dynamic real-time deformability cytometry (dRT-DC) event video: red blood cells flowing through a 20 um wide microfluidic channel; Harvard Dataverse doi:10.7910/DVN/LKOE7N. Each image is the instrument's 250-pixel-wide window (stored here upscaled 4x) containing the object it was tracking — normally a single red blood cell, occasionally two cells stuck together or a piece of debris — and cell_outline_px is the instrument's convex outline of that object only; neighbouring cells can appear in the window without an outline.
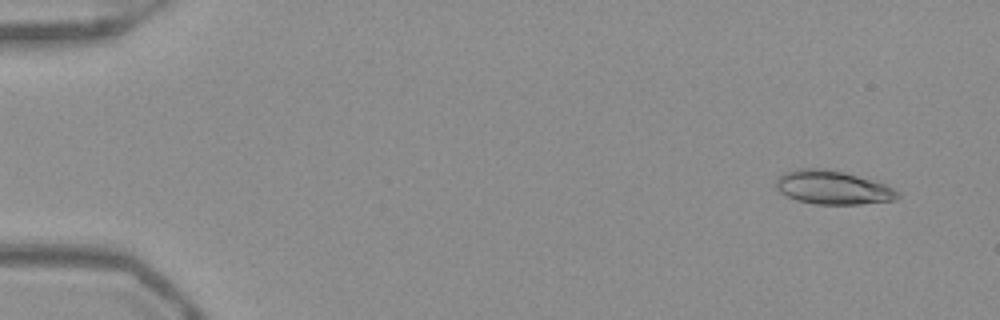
{"species": "Egyptian fruit bat (a non-hibernating species)", "species_latin": "Rousettus aegyptiacus", "temperature_condition": "warm", "stored_images_in_passage": 50, "camera_frame_rate_fps": 3000, "um_per_image_px": 0.085, "frame": {"image": 1, "passage_image": 1, "time_ms": 0.0, "image_size_px": [1000, 320], "cell_outline_px": [[900, 196], [896, 200], [860, 204], [816, 204], [796, 200], [780, 192], [776, 188], [776, 180], [784, 172], [800, 168], [824, 168], [844, 172], [872, 180], [884, 184], [900, 192]], "centroid_in_image_um": [70.78, 15.94], "position_along_channel_um": 14.2, "area_um2": 23.81}}
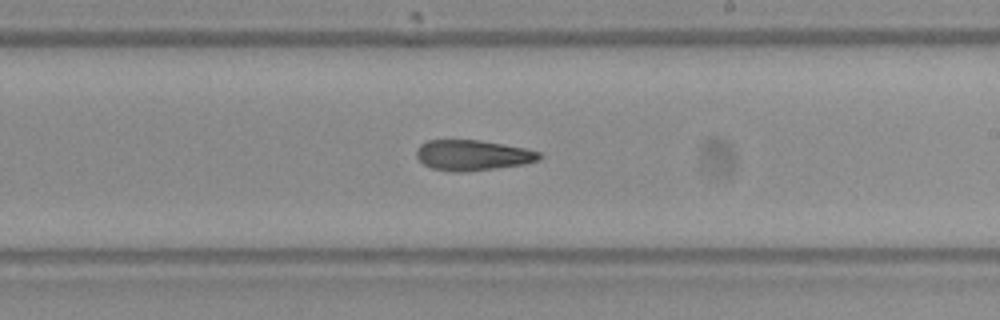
{"frame": {"image": 2, "passage_image": 29, "time_ms": 9.333, "image_size_px": [1000, 320], "cell_outline_px": [[544, 156], [540, 160], [524, 164], [496, 168], [464, 172], [452, 172], [432, 168], [424, 164], [416, 156], [416, 148], [420, 144], [428, 140], [480, 140], [504, 144], [524, 148], [540, 152]], "centroid_in_image_um": [40.18, 13.19], "position_along_channel_um": 248.8, "area_um2": 21.96}}
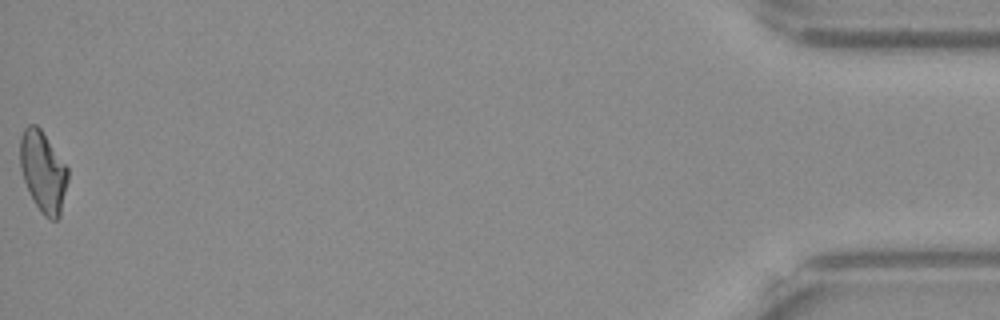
{"frame": {"image": 3, "passage_image": 50, "time_ms": 16.333, "image_size_px": [1000, 320], "cell_outline_px": [[68, 180], [60, 216], [56, 220], [48, 220], [40, 212], [32, 200], [24, 180], [20, 168], [20, 136], [24, 128], [28, 124], [36, 124], [40, 128], [68, 168]], "centroid_in_image_um": [3.65, 14.61], "position_along_channel_um": 431.5, "area_um2": 22.66}}